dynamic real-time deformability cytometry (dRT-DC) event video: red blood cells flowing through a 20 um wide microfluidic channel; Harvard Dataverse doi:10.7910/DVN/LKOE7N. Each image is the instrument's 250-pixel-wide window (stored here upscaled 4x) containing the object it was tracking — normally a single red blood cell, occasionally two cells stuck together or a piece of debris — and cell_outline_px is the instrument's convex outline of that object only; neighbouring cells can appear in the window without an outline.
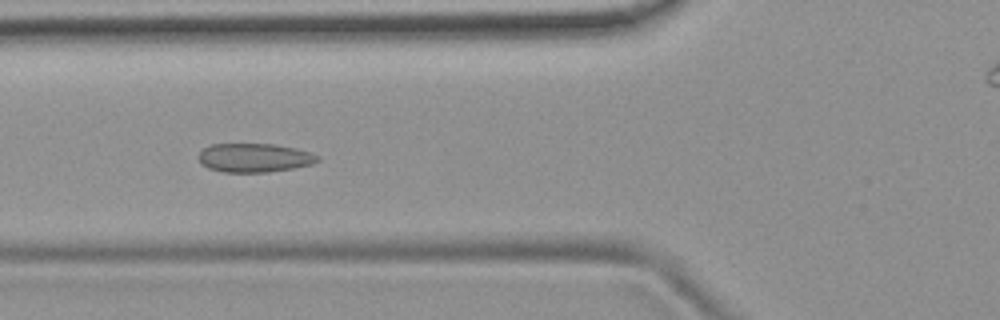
{"species": "common noctule bat (a hibernating species)", "species_latin": "Nyctalus noctula", "temperature_condition": "room temperature", "stored_images_in_passage": 5, "camera_frame_rate_fps": 3000, "um_per_image_px": 0.085, "animal": {"sex": "female", "body_mass_g": 19.9}, "frame": {"image": 1, "passage_image": 3, "time_ms": 2.333, "image_size_px": [1000, 320], "cell_outline_px": [[320, 160], [312, 164], [292, 168], [268, 172], [224, 172], [208, 168], [200, 164], [196, 156], [204, 148], [212, 144], [276, 144], [296, 148], [320, 156]], "centroid_in_image_um": [21.59, 13.41], "position_along_channel_um": 104.2, "area_um2": 20.11}}
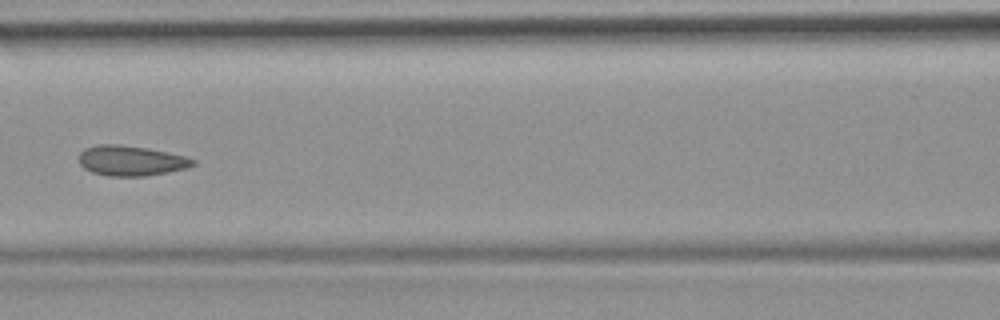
{"frame": {"image": 2, "passage_image": 4, "time_ms": 3.667, "image_size_px": [1000, 320], "cell_outline_px": [[196, 164], [184, 168], [168, 172], [144, 176], [108, 176], [92, 172], [84, 168], [80, 164], [80, 152], [84, 148], [96, 144], [120, 144], [148, 148], [168, 152], [184, 156], [196, 160]], "centroid_in_image_um": [11.12, 13.65], "position_along_channel_um": 155.5, "area_um2": 20.06}}
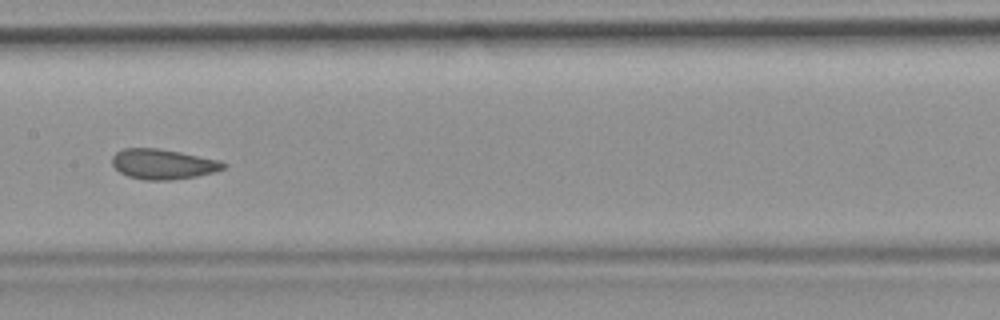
{"frame": {"image": 3, "passage_image": 5, "time_ms": 4.667, "image_size_px": [1000, 320], "cell_outline_px": [[228, 164], [224, 168], [212, 172], [196, 176], [172, 180], [144, 180], [128, 176], [120, 172], [112, 164], [112, 156], [116, 152], [124, 148], [160, 148], [220, 160]], "centroid_in_image_um": [13.85, 13.94], "position_along_channel_um": 193.6, "area_um2": 19.54}}